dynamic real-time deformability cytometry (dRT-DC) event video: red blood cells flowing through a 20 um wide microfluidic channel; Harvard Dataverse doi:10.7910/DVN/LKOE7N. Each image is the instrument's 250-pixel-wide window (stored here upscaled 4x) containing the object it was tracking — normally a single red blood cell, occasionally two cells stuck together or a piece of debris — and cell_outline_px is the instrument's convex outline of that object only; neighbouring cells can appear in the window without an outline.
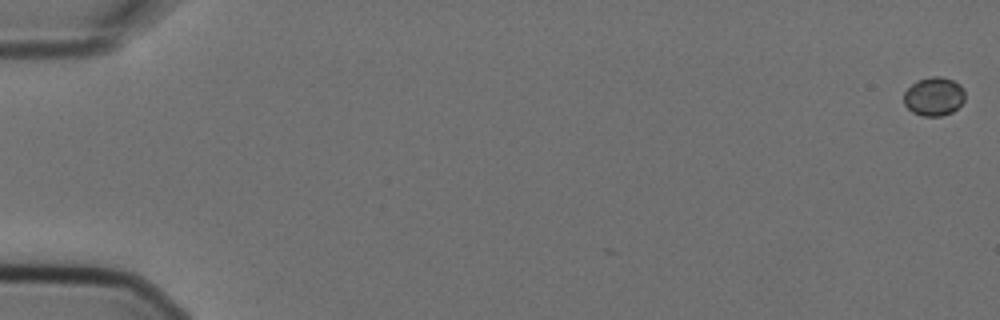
{"species": "Egyptian fruit bat (a non-hibernating species)", "species_latin": "Rousettus aegyptiacus", "temperature_condition": "cold", "stored_images_in_passage": 4, "camera_frame_rate_fps": 3000, "um_per_image_px": 0.085, "animal": {"sex": "female"}, "frame": {"image": 1, "passage_image": 1, "time_ms": 0.0, "image_size_px": [1000, 320], "cell_outline_px": [[964, 100], [952, 112], [940, 116], [924, 116], [912, 112], [904, 104], [904, 92], [916, 80], [932, 76], [940, 76], [952, 80], [960, 84], [964, 92]], "centroid_in_image_um": [79.36, 8.19], "position_along_channel_um": 5.6, "area_um2": 13.7}}